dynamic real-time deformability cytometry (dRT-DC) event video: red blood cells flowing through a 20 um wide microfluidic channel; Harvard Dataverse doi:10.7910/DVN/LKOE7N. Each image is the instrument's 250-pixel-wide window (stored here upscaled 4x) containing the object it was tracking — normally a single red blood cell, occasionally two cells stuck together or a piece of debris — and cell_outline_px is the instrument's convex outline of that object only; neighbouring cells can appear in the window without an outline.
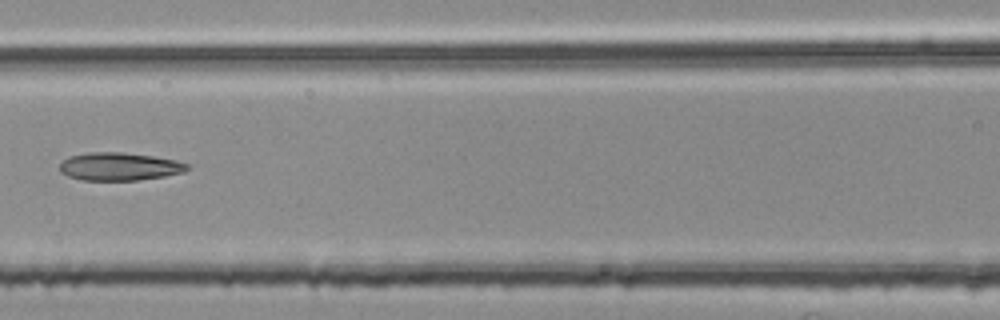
{"species": "common noctule bat (a hibernating species)", "species_latin": "Nyctalus noctula", "temperature_condition": "room temperature", "stored_images_in_passage": 4, "camera_frame_rate_fps": 3000, "um_per_image_px": 0.085, "animal": {"sex": "female", "body_mass_g": 25.1}, "frame": {"image": 1, "passage_image": 4, "time_ms": 1.0, "image_size_px": [1000, 320], "cell_outline_px": [[188, 168], [184, 172], [164, 176], [136, 180], [80, 180], [68, 176], [60, 172], [60, 164], [68, 156], [88, 152], [124, 152], [152, 156], [176, 160], [188, 164]], "centroid_in_image_um": [10.12, 14.15], "position_along_channel_um": 156.5, "area_um2": 20.75}}